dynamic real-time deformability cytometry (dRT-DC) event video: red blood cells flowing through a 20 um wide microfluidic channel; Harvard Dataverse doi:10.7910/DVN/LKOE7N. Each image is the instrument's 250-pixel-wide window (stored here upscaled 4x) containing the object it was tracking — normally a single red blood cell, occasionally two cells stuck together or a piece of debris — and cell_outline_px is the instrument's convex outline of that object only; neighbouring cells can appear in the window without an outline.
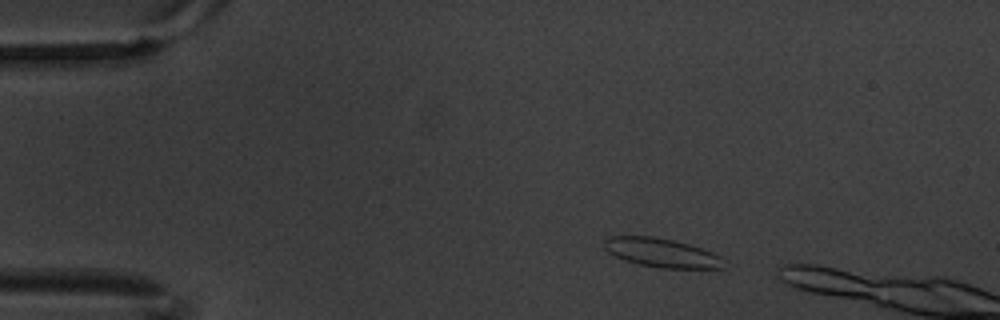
{"species": "common noctule bat (a hibernating species)", "species_latin": "Nyctalus noctula", "temperature_condition": "warm", "stored_images_in_passage": 4, "camera_frame_rate_fps": 3000, "um_per_image_px": 0.085, "animal": {"sex": "male", "body_mass_g": 20.1, "forearm_length_mm": 53.5}, "frame": {"image": 1, "passage_image": 2, "time_ms": 0.333, "image_size_px": [1000, 320], "cell_outline_px": [[728, 260], [724, 268], [660, 268], [640, 264], [624, 260], [608, 252], [604, 248], [604, 240], [608, 236], [652, 236], [672, 240], [688, 244], [712, 252]], "centroid_in_image_um": [56.27, 21.49], "position_along_channel_um": 28.7, "area_um2": 20.23}}